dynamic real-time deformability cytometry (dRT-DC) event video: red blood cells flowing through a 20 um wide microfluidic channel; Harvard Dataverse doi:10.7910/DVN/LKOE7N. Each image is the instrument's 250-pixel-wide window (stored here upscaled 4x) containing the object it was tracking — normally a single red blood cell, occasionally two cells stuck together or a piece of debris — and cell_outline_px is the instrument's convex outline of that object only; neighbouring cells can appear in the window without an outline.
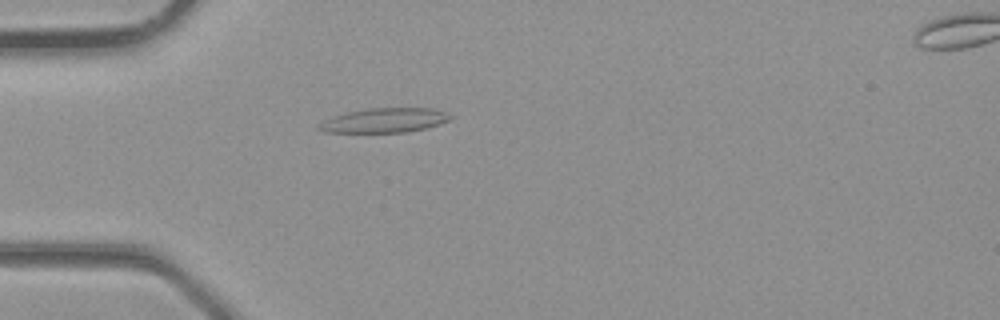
{"species": "common noctule bat (a hibernating species)", "species_latin": "Nyctalus noctula", "temperature_condition": "room temperature", "stored_images_in_passage": 2, "camera_frame_rate_fps": 3000, "um_per_image_px": 0.085, "animal": {"sex": "male", "body_mass_g": 23.1, "forearm_length_mm": 52.7}, "frame": {"image": 1, "passage_image": 1, "time_ms": 0.0, "image_size_px": [1000, 320], "cell_outline_px": [[452, 120], [424, 128], [408, 132], [324, 132], [316, 128], [316, 124], [332, 116], [348, 112], [368, 108], [436, 108], [452, 116]], "centroid_in_image_um": [32.66, 10.22], "position_along_channel_um": 52.3, "area_um2": 18.79}}